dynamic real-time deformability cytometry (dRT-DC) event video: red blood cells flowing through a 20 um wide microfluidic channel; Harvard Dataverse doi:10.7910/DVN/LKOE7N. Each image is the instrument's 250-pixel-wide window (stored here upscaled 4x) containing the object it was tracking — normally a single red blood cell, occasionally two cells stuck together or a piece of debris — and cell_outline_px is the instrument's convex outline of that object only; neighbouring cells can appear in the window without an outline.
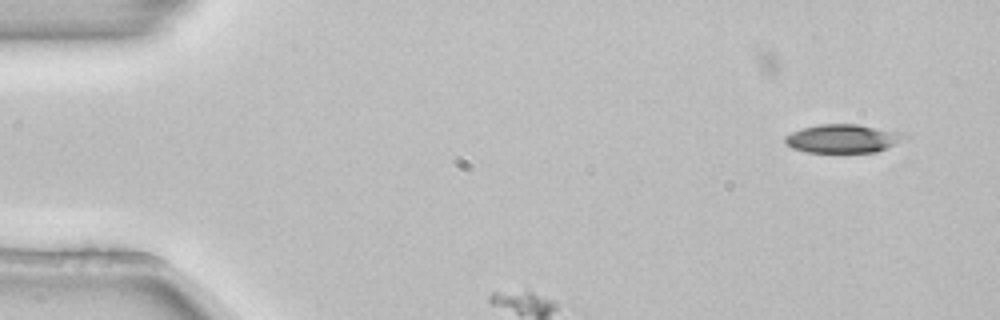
{"species": "common noctule bat (a hibernating species)", "species_latin": "Nyctalus noctula", "temperature_condition": "room temperature", "stored_images_in_passage": 4, "camera_frame_rate_fps": 3000, "um_per_image_px": 0.085, "animal": {"sex": "female", "body_mass_g": 22.7, "forearm_length_mm": 54.2}, "frame": {"image": 1, "passage_image": 2, "time_ms": 0.333, "image_size_px": [1000, 320], "cell_outline_px": [[908, 136], [896, 144], [876, 152], [808, 152], [792, 148], [784, 144], [784, 136], [800, 128], [820, 124], [856, 124], [904, 132]], "centroid_in_image_um": [71.63, 11.77], "position_along_channel_um": 13.4, "area_um2": 20.0}}